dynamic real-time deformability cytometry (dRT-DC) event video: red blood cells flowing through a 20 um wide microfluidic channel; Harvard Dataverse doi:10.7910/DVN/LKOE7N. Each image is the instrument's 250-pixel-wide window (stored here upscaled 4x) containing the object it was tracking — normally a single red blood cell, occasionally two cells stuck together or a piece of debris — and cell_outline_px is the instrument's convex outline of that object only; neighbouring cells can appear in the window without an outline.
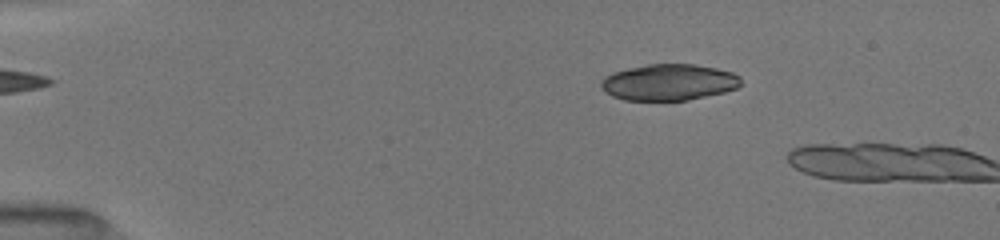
{"species": "common noctule bat (a hibernating species)", "species_latin": "Nyctalus noctula", "temperature_condition": "room temperature", "stored_images_in_passage": 16, "camera_frame_rate_fps": 3000, "um_per_image_px": 0.085, "animal": {"sex": "female", "body_mass_g": 19.5, "forearm_length_mm": 54.1}, "frame": {"image": 1, "passage_image": 14, "time_ms": 2.667, "image_size_px": [1000, 240], "cell_outline_px": [[740, 84], [736, 88], [724, 92], [688, 100], [624, 100], [612, 96], [604, 92], [600, 88], [600, 80], [604, 76], [612, 72], [628, 68], [648, 64], [696, 64], [716, 68], [732, 72], [740, 76]], "centroid_in_image_um": [56.8, 6.99], "position_along_channel_um": 28.2, "area_um2": 29.77}}